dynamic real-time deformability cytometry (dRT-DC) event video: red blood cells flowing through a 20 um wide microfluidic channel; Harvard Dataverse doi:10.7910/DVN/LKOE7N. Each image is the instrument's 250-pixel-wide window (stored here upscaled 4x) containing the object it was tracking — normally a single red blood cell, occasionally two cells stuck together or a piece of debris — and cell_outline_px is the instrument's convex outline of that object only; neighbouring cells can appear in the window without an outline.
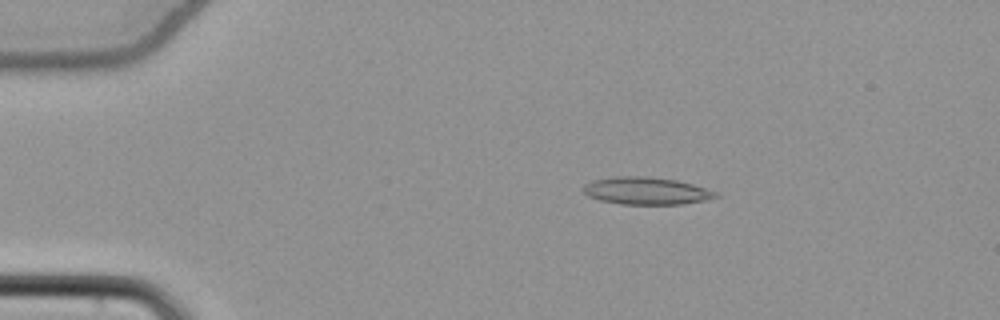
{"species": "common noctule bat (a hibernating species)", "species_latin": "Nyctalus noctula", "temperature_condition": "cold", "stored_images_in_passage": 54, "camera_frame_rate_fps": 3000, "um_per_image_px": 0.085, "animal": {"sex": "female", "body_mass_g": 22.7, "forearm_length_mm": 54.2}, "frame": {"image": 1, "passage_image": 10, "time_ms": 3.0, "image_size_px": [1000, 320], "cell_outline_px": [[720, 196], [704, 200], [680, 204], [620, 204], [600, 200], [588, 196], [584, 192], [584, 184], [592, 180], [612, 176], [644, 176], [676, 180], [692, 184], [720, 192]], "centroid_in_image_um": [54.93, 16.21], "position_along_channel_um": 30.1, "area_um2": 21.15}}
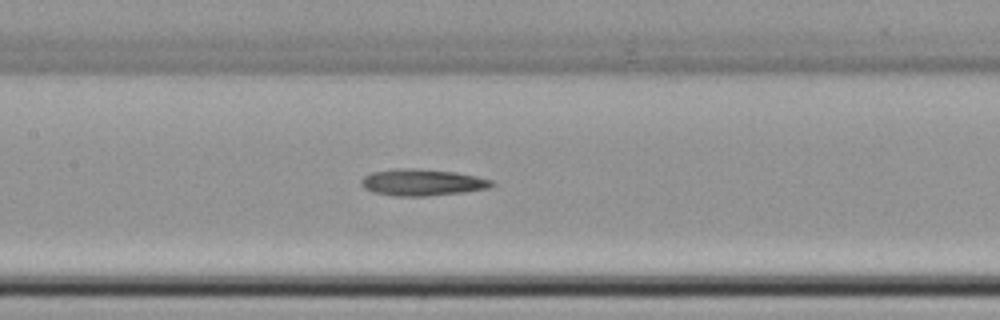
{"frame": {"image": 2, "passage_image": 26, "time_ms": 8.333, "image_size_px": [1000, 320], "cell_outline_px": [[496, 184], [492, 188], [464, 192], [428, 196], [392, 196], [372, 192], [364, 188], [360, 184], [360, 180], [364, 176], [372, 172], [396, 168], [412, 168], [456, 172], [476, 176], [492, 180]], "centroid_in_image_um": [35.89, 15.51], "position_along_channel_um": 171.5, "area_um2": 20.52}}
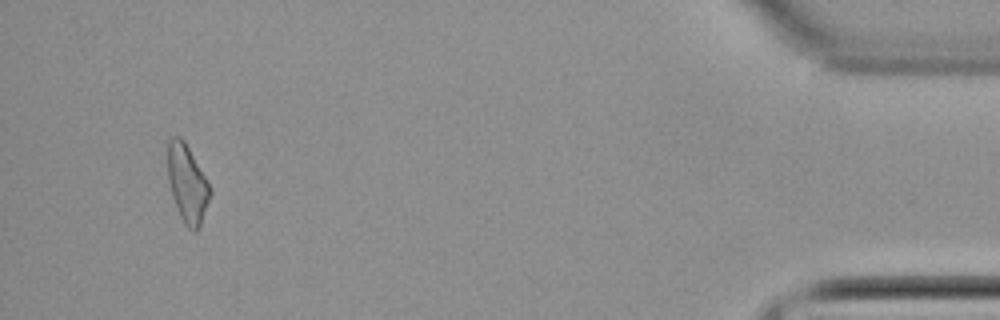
{"frame": {"image": 3, "passage_image": 51, "time_ms": 16.667, "image_size_px": [1000, 320], "cell_outline_px": [[212, 192], [200, 228], [196, 232], [192, 232], [184, 224], [176, 208], [172, 196], [168, 180], [168, 140], [172, 136], [180, 136], [184, 140], [208, 180]], "centroid_in_image_um": [15.93, 15.64], "position_along_channel_um": 419.3, "area_um2": 19.54}}